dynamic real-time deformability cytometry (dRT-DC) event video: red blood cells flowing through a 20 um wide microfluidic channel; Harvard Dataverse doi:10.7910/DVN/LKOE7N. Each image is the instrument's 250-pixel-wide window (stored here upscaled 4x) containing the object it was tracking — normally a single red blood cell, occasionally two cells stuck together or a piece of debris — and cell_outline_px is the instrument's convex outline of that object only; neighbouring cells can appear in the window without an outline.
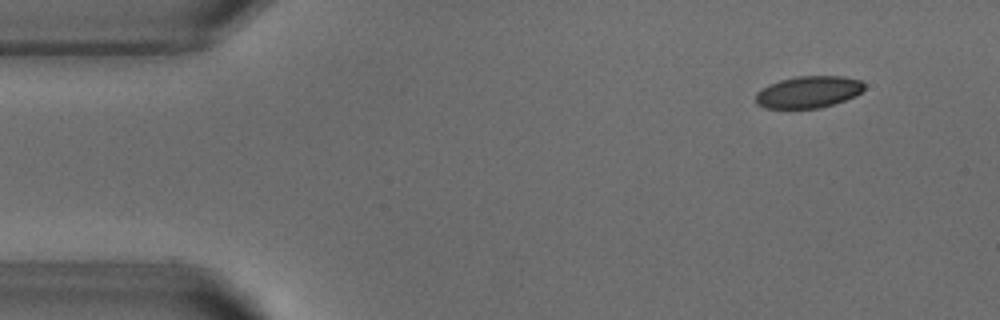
{"species": "common noctule bat (a hibernating species)", "species_latin": "Nyctalus noctula", "temperature_condition": "warm", "stored_images_in_passage": 49, "camera_frame_rate_fps": 3000, "um_per_image_px": 0.085, "animal": {"sex": "male", "body_mass_g": 18.8}, "frame": {"image": 1, "passage_image": 2, "time_ms": 0.333, "image_size_px": [1000, 320], "cell_outline_px": [[864, 88], [856, 96], [820, 108], [764, 108], [756, 104], [756, 92], [780, 80], [796, 76], [844, 76], [860, 80], [864, 84]], "centroid_in_image_um": [68.72, 7.82], "position_along_channel_um": 16.3, "area_um2": 20.0}}
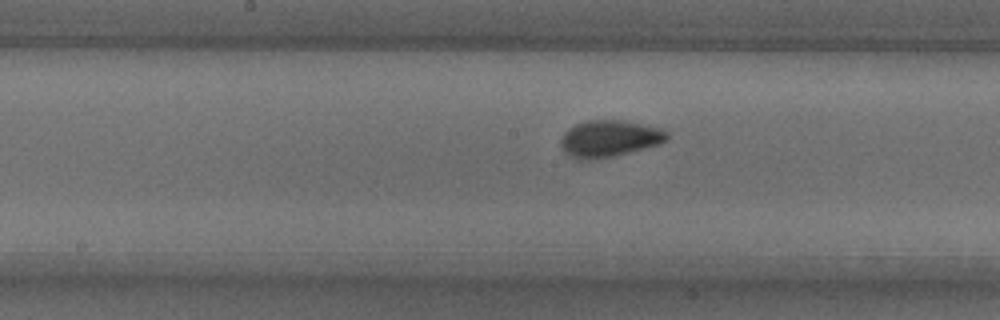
{"frame": {"image": 2, "passage_image": 23, "time_ms": 7.333, "image_size_px": [1000, 320], "cell_outline_px": [[668, 140], [660, 144], [612, 156], [588, 160], [580, 160], [564, 152], [560, 144], [560, 140], [564, 132], [568, 128], [576, 124], [588, 120], [624, 120], [660, 128], [668, 132]], "centroid_in_image_um": [51.78, 11.77], "position_along_channel_um": 196.4, "area_um2": 22.66}}
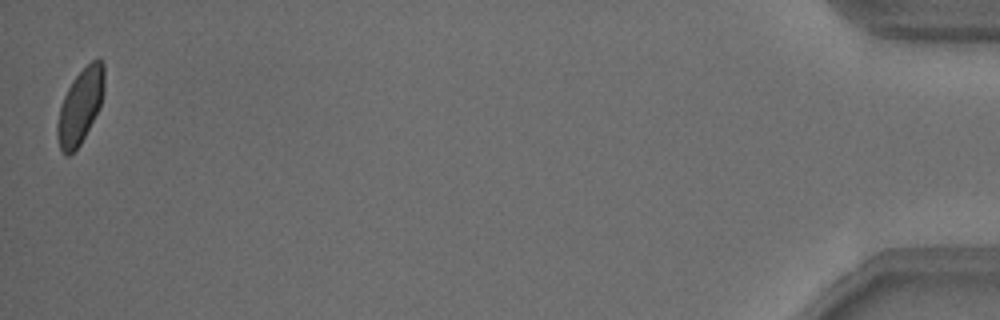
{"frame": {"image": 3, "passage_image": 49, "time_ms": 16.0, "image_size_px": [1000, 320], "cell_outline_px": [[104, 92], [100, 104], [80, 144], [68, 156], [60, 148], [56, 136], [56, 124], [60, 108], [64, 96], [72, 80], [96, 56], [100, 56], [104, 64]], "centroid_in_image_um": [6.82, 8.97], "position_along_channel_um": 428.4, "area_um2": 20.11}, "authors_computed_cell_mechanics": {"area_um2": 21.2704, "velocity_mm_per_s": 3.8037, "shape_relaxation_time_tau1_ms": 3.0804, "shape_relaxation_time_tau2_ms": null, "deformation_change_tau1": 0.094, "deformation_change_tau2": null}}